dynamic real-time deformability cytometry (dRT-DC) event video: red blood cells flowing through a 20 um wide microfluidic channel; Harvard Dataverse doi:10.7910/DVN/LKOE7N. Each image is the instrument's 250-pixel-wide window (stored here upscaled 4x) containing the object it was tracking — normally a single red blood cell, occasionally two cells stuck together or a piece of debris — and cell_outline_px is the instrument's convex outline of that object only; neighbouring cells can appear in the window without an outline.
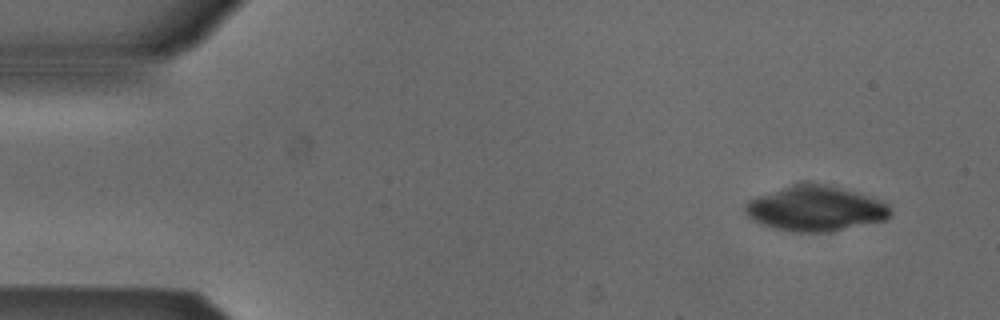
{"species": "Egyptian fruit bat (a non-hibernating species)", "species_latin": "Rousettus aegyptiacus", "temperature_condition": "cold", "stored_images_in_passage": 49, "camera_frame_rate_fps": 3000, "um_per_image_px": 0.085, "animal": {"sex": "male"}, "frame": {"image": 1, "passage_image": 1, "time_ms": 0.0, "image_size_px": [1000, 320], "cell_outline_px": [[892, 216], [884, 220], [832, 232], [796, 232], [776, 228], [752, 220], [744, 212], [744, 204], [748, 200], [756, 196], [792, 184], [812, 180], [828, 184], [872, 196], [884, 200], [888, 204], [892, 212]], "centroid_in_image_um": [69.35, 17.7], "position_along_channel_um": 15.6, "area_um2": 38.96}}